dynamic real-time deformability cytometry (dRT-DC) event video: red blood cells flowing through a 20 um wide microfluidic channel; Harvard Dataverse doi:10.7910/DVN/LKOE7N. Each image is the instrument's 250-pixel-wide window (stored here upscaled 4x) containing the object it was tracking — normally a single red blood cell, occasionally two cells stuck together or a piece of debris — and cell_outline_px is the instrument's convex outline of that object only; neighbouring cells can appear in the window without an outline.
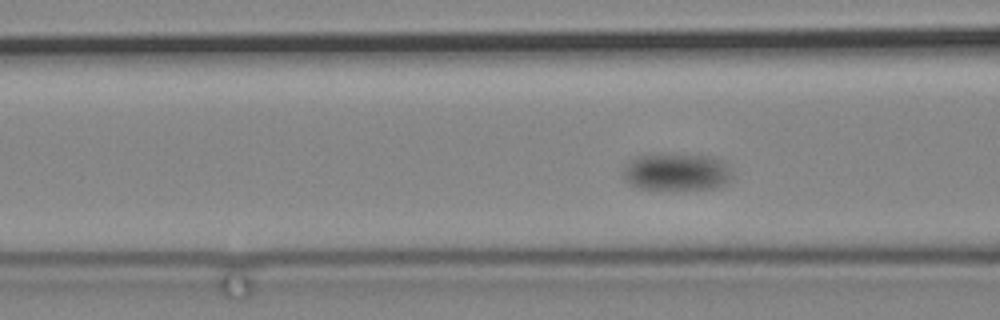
{"species": "common noctule bat (a hibernating species)", "species_latin": "Nyctalus noctula", "temperature_condition": "cold", "stored_images_in_passage": 73, "camera_frame_rate_fps": 3000, "um_per_image_px": 0.085, "animal": {"sex": "male", "body_mass_g": 19.2, "forearm_length_mm": 51.8}, "frame": {"image": 1, "passage_image": 13, "time_ms": 4.0, "image_size_px": [1000, 320], "cell_outline_px": [[732, 180], [724, 184], [712, 188], [672, 192], [636, 188], [624, 180], [624, 168], [636, 156], [664, 152], [672, 152], [712, 156], [724, 160], [732, 172]], "centroid_in_image_um": [57.53, 14.62], "position_along_channel_um": 109.1, "area_um2": 25.14}}
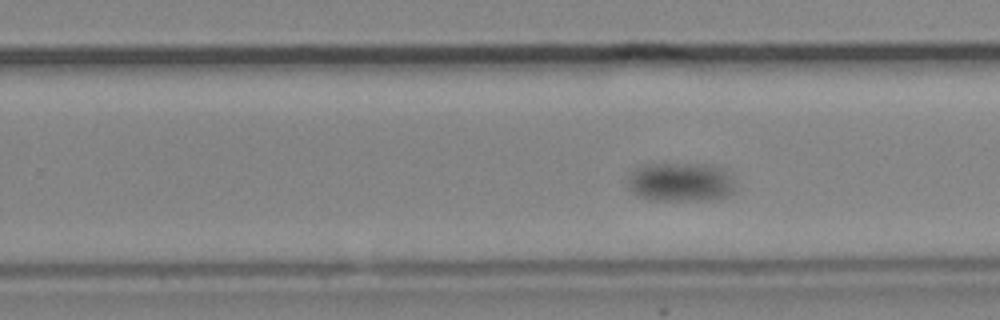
{"frame": {"image": 2, "passage_image": 36, "time_ms": 11.667, "image_size_px": [1000, 320], "cell_outline_px": [[736, 184], [732, 192], [728, 196], [716, 200], [648, 200], [636, 196], [628, 188], [628, 180], [632, 172], [636, 168], [648, 164], [704, 164], [724, 168]], "centroid_in_image_um": [57.86, 15.49], "position_along_channel_um": 271.9, "area_um2": 24.74}}
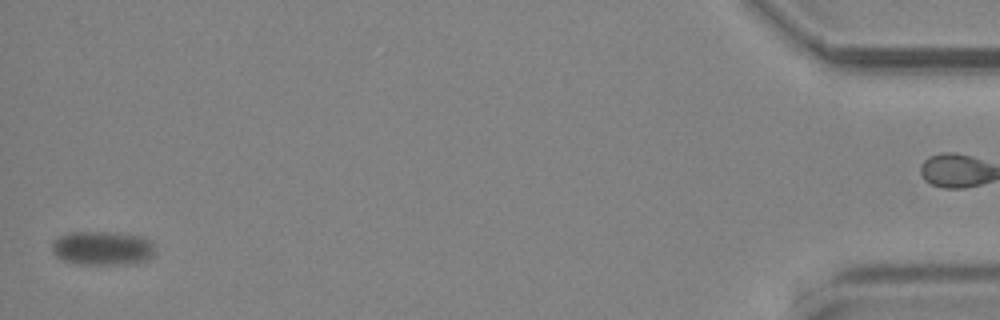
{"frame": {"image": 3, "passage_image": 71, "time_ms": 23.333, "image_size_px": [1000, 320], "cell_outline_px": [[156, 252], [148, 260], [124, 264], [80, 264], [64, 260], [56, 256], [52, 252], [52, 240], [60, 236], [72, 232], [112, 232], [140, 236], [148, 240], [156, 248]], "centroid_in_image_um": [8.71, 21.09], "position_along_channel_um": 426.5, "area_um2": 20.4}}